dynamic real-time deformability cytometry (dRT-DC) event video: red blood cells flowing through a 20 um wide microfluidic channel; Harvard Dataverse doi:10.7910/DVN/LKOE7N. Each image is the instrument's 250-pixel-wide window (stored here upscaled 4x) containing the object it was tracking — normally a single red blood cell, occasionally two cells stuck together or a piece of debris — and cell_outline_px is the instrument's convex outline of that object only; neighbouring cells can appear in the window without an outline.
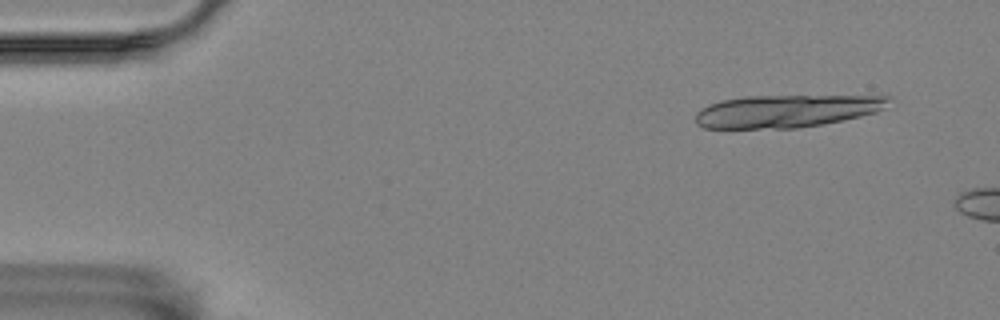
{"species": "Egyptian fruit bat (a non-hibernating species)", "species_latin": "Rousettus aegyptiacus", "temperature_condition": "room temperature", "stored_images_in_passage": 2, "camera_frame_rate_fps": 3000, "um_per_image_px": 0.085, "animal": {"sex": "female"}, "frame": {"image": 1, "passage_image": 1, "time_ms": 0.0, "image_size_px": [1000, 320], "cell_outline_px": [[888, 100], [884, 108], [876, 112], [844, 120], [796, 128], [704, 128], [696, 124], [696, 112], [708, 104], [724, 100], [748, 96], [888, 96]], "centroid_in_image_um": [66.8, 9.44], "position_along_channel_um": 18.2, "area_um2": 36.3}}